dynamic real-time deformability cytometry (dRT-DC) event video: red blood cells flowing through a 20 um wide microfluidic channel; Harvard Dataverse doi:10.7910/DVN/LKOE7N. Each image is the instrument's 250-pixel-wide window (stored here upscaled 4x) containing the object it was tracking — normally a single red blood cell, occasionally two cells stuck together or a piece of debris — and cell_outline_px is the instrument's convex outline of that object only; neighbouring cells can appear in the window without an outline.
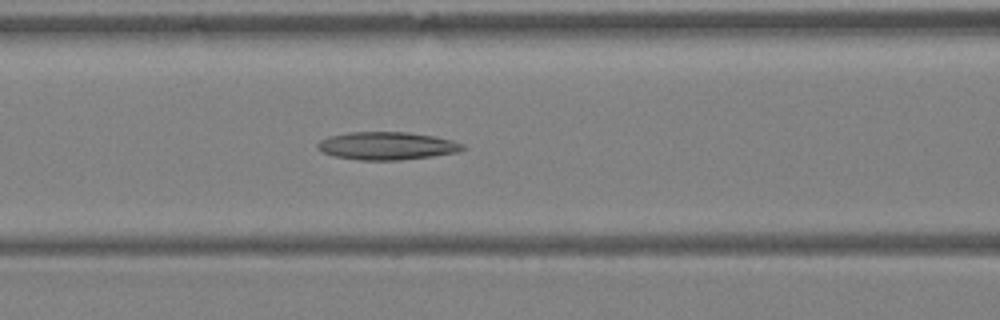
{"species": "Egyptian fruit bat (a non-hibernating species)", "species_latin": "Rousettus aegyptiacus", "temperature_condition": "warm", "stored_images_in_passage": 40, "camera_frame_rate_fps": 3000, "um_per_image_px": 0.085, "animal": {"sex": "female"}, "frame": {"image": 1, "passage_image": 17, "time_ms": 5.333, "image_size_px": [1000, 320], "cell_outline_px": [[468, 148], [456, 152], [432, 156], [400, 160], [360, 160], [332, 156], [316, 148], [316, 144], [320, 140], [328, 136], [348, 132], [408, 132], [432, 136], [452, 140], [464, 144]], "centroid_in_image_um": [32.86, 12.39], "position_along_channel_um": 133.7, "area_um2": 23.64}}
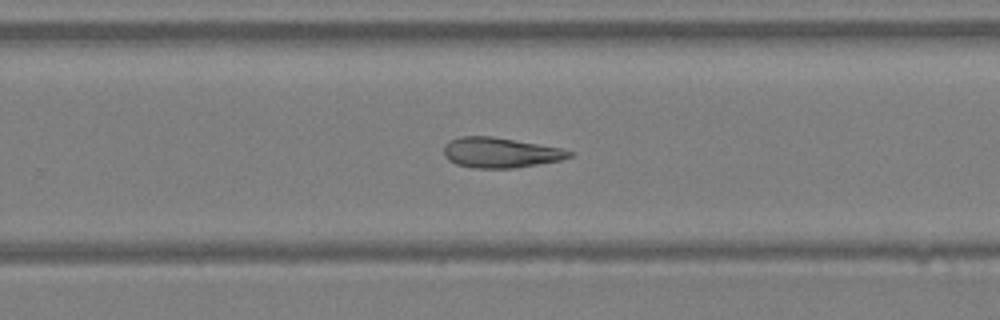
{"frame": {"image": 2, "passage_image": 26, "time_ms": 8.333, "image_size_px": [1000, 320], "cell_outline_px": [[576, 152], [572, 156], [560, 160], [512, 168], [472, 168], [456, 164], [448, 160], [444, 156], [444, 144], [448, 140], [460, 136], [492, 136], [560, 148]], "centroid_in_image_um": [42.48, 12.97], "position_along_channel_um": 287.3, "area_um2": 22.08}}
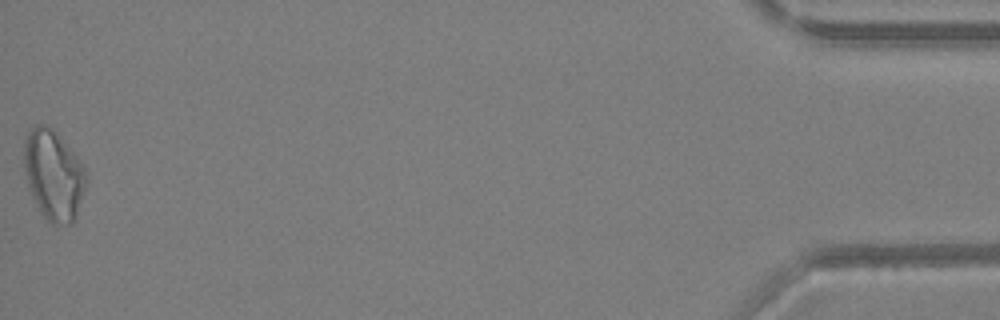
{"frame": {"image": 3, "passage_image": 40, "time_ms": 13.0, "image_size_px": [1000, 320], "cell_outline_px": [[88, 180], [76, 216], [72, 224], [52, 224], [40, 212], [32, 196], [28, 184], [24, 168], [24, 140], [28, 132], [36, 124], [48, 124], [56, 132], [72, 152], [84, 168]], "centroid_in_image_um": [4.54, 14.88], "position_along_channel_um": 430.7, "area_um2": 32.37}}